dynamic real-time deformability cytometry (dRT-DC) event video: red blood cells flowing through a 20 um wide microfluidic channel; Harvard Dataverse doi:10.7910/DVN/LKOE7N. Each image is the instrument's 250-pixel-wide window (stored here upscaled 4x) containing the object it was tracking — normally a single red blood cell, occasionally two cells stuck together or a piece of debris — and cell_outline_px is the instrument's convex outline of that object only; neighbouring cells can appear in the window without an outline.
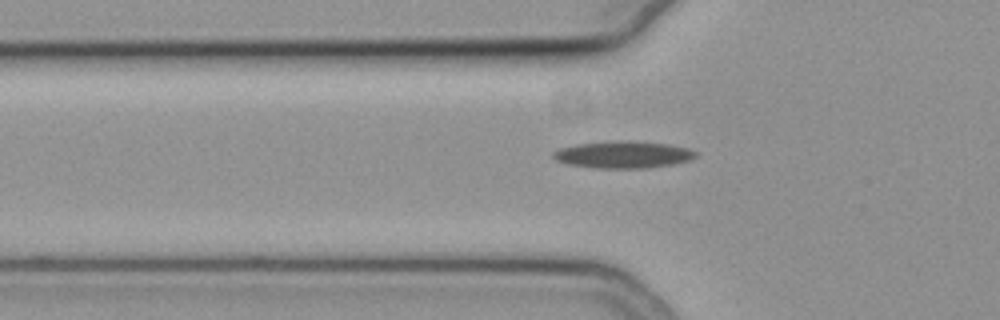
{"species": "common noctule bat (a hibernating species)", "species_latin": "Nyctalus noctula", "temperature_condition": "cold", "stored_images_in_passage": 12, "camera_frame_rate_fps": 3000, "um_per_image_px": 0.085, "animal": {"sex": "female", "body_mass_g": 19.3, "forearm_length_mm": 54.1}, "frame": {"image": 1, "passage_image": 6, "time_ms": 1.667, "image_size_px": [1000, 320], "cell_outline_px": [[696, 156], [692, 160], [672, 164], [648, 168], [596, 168], [568, 164], [556, 160], [552, 156], [552, 152], [560, 148], [576, 144], [616, 140], [628, 140], [668, 144], [688, 148], [696, 152]], "centroid_in_image_um": [52.97, 13.14], "position_along_channel_um": 72.8, "area_um2": 22.54}}
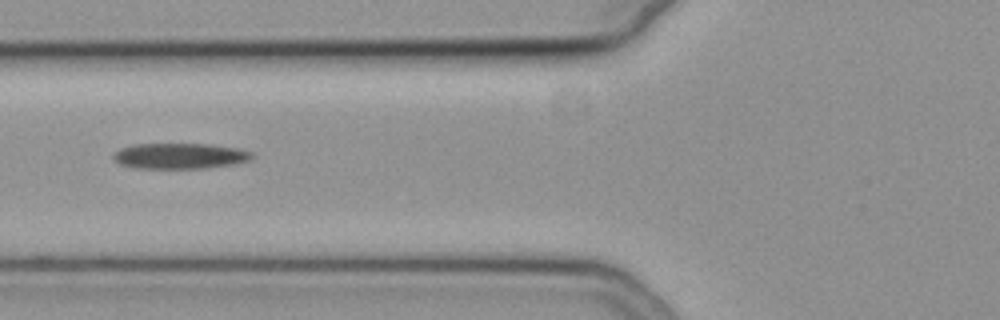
{"frame": {"image": 2, "passage_image": 9, "time_ms": 2.667, "image_size_px": [1000, 320], "cell_outline_px": [[252, 160], [232, 164], [208, 168], [132, 168], [120, 164], [112, 156], [120, 148], [132, 144], [208, 144], [240, 148], [252, 152]], "centroid_in_image_um": [15.3, 13.25], "position_along_channel_um": 110.5, "area_um2": 20.81}}